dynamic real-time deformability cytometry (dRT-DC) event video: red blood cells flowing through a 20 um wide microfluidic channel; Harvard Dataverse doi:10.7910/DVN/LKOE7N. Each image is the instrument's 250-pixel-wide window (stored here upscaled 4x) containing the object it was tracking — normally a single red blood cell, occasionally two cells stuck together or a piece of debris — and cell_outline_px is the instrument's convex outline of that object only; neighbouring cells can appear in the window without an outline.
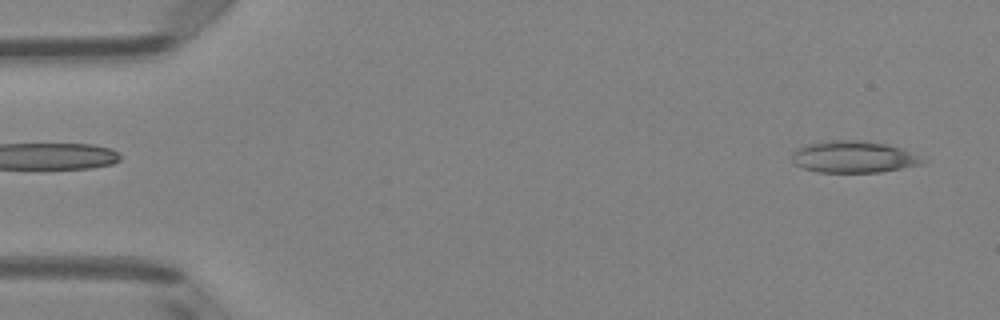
{"species": "Egyptian fruit bat (a non-hibernating species)", "species_latin": "Rousettus aegyptiacus", "temperature_condition": "room temperature", "stored_images_in_passage": 49, "camera_frame_rate_fps": 3000, "um_per_image_px": 0.085, "animal": {"sex": "female"}, "frame": {"image": 1, "passage_image": 2, "time_ms": 0.333, "image_size_px": [1000, 320], "cell_outline_px": [[928, 160], [920, 164], [880, 172], [816, 172], [804, 168], [796, 164], [792, 160], [792, 152], [796, 148], [820, 140], [860, 140], [888, 144], [900, 148]], "centroid_in_image_um": [72.51, 13.32], "position_along_channel_um": 12.5, "area_um2": 24.16}}
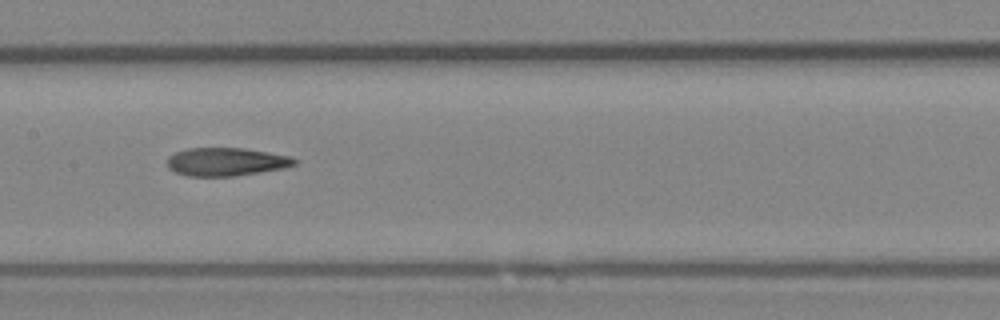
{"frame": {"image": 2, "passage_image": 24, "time_ms": 7.667, "image_size_px": [1000, 320], "cell_outline_px": [[296, 164], [284, 168], [236, 176], [188, 176], [176, 172], [168, 168], [168, 156], [176, 152], [188, 148], [244, 148], [268, 152], [288, 156], [296, 160]], "centroid_in_image_um": [19.21, 13.75], "position_along_channel_um": 188.2, "area_um2": 20.81}}
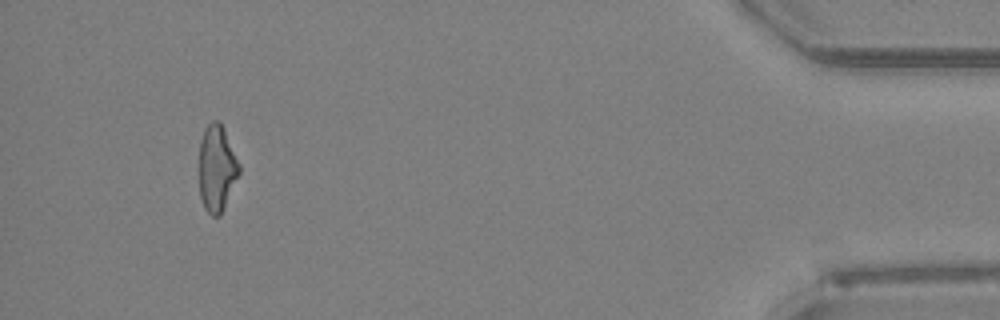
{"frame": {"image": 3, "passage_image": 46, "time_ms": 15.0, "image_size_px": [1000, 320], "cell_outline_px": [[240, 172], [224, 208], [220, 216], [212, 216], [204, 208], [200, 196], [200, 140], [204, 128], [212, 120], [220, 120], [224, 128], [240, 164]], "centroid_in_image_um": [18.44, 14.28], "position_along_channel_um": 416.8, "area_um2": 20.23}, "authors_computed_cell_mechanics": {"area_um2": 21.5016, "velocity_mm_per_s": 4.0555, "shape_relaxation_time_tau1_ms": null, "shape_relaxation_time_tau2_ms": 4.4534, "deformation_change_tau1": null, "deformation_change_tau2": 0.1463}}